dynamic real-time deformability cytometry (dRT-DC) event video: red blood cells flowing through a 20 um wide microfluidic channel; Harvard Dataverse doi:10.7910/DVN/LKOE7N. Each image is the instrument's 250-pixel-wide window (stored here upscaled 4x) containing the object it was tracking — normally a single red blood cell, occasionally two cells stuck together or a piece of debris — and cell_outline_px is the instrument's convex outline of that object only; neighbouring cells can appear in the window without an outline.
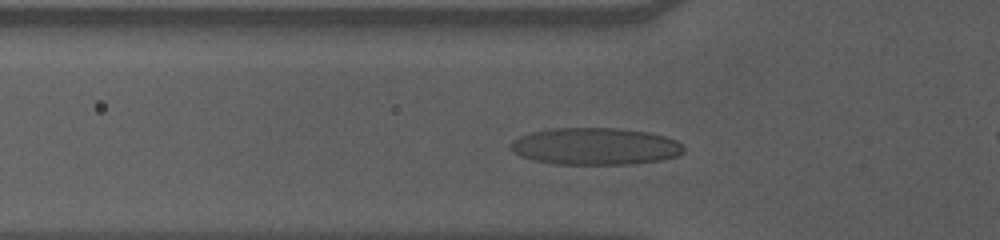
{"species": "human", "species_latin": "Homo sapiens", "temperature_condition": "cold", "stored_images_in_passage": 39, "camera_frame_rate_fps": 3000, "um_per_image_px": 0.085, "donor": {"sex": "male"}, "frame": {"image": 1, "passage_image": 11, "time_ms": 3.333, "image_size_px": [1000, 240], "cell_outline_px": [[684, 152], [680, 156], [660, 160], [636, 164], [556, 164], [532, 160], [520, 156], [512, 152], [508, 148], [508, 144], [512, 140], [528, 132], [552, 128], [620, 128], [648, 132], [664, 136], [676, 140], [684, 148]], "centroid_in_image_um": [50.55, 12.44], "position_along_channel_um": 75.2, "area_um2": 37.86}}
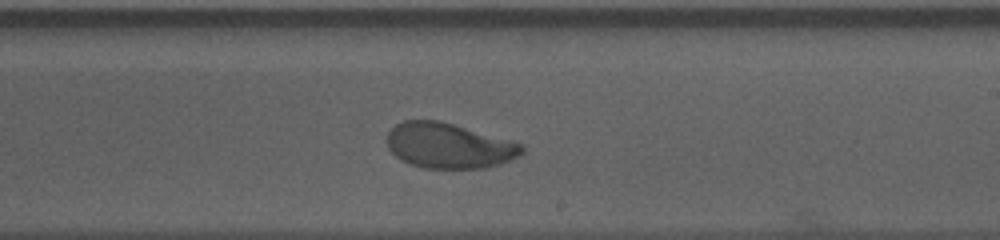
{"frame": {"image": 2, "passage_image": 26, "time_ms": 8.333, "image_size_px": [1000, 240], "cell_outline_px": [[524, 152], [520, 156], [500, 164], [488, 168], [424, 168], [408, 164], [400, 160], [388, 148], [384, 140], [388, 132], [396, 124], [404, 120], [440, 120], [512, 140], [520, 144], [524, 148]], "centroid_in_image_um": [38.13, 12.38], "position_along_channel_um": 250.9, "area_um2": 36.07}}
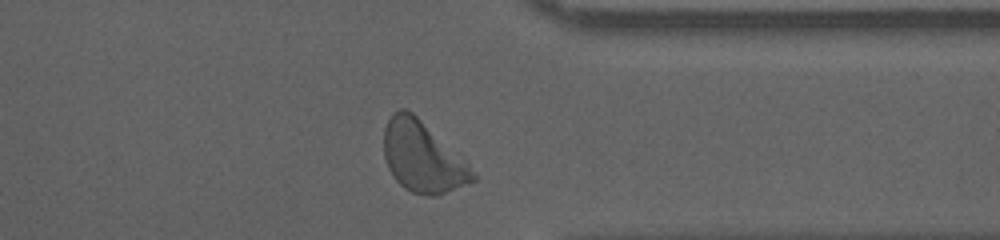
{"frame": {"image": 3, "passage_image": 37, "time_ms": 12.0, "image_size_px": [1000, 240], "cell_outline_px": [[476, 180], [436, 196], [428, 196], [412, 192], [404, 188], [392, 176], [388, 168], [384, 156], [384, 128], [392, 112], [400, 108], [408, 108], [468, 160], [476, 176]], "centroid_in_image_um": [35.93, 13.32], "position_along_channel_um": 375.5, "area_um2": 37.17}, "authors_computed_cell_mechanics": {"area_um2": 35.7782, "velocity_mm_per_s": 3.5091, "shape_relaxation_time_tau1_ms": 2.6696, "shape_relaxation_time_tau2_ms": null, "deformation_change_tau1": 0.1391, "deformation_change_tau2": null}}